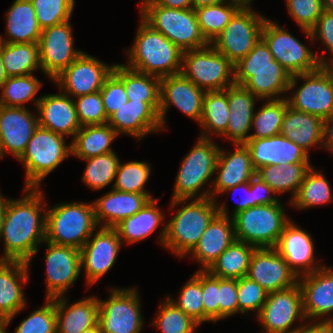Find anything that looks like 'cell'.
I'll return each mask as SVG.
<instances>
[{
    "label": "cell",
    "instance_id": "cell-68",
    "mask_svg": "<svg viewBox=\"0 0 333 333\" xmlns=\"http://www.w3.org/2000/svg\"><path fill=\"white\" fill-rule=\"evenodd\" d=\"M324 10L333 12V0H323Z\"/></svg>",
    "mask_w": 333,
    "mask_h": 333
},
{
    "label": "cell",
    "instance_id": "cell-50",
    "mask_svg": "<svg viewBox=\"0 0 333 333\" xmlns=\"http://www.w3.org/2000/svg\"><path fill=\"white\" fill-rule=\"evenodd\" d=\"M178 299L168 298L185 314L200 325L204 323V307L202 301V270L195 274L181 287Z\"/></svg>",
    "mask_w": 333,
    "mask_h": 333
},
{
    "label": "cell",
    "instance_id": "cell-54",
    "mask_svg": "<svg viewBox=\"0 0 333 333\" xmlns=\"http://www.w3.org/2000/svg\"><path fill=\"white\" fill-rule=\"evenodd\" d=\"M81 126L103 125L108 122L100 91L73 98Z\"/></svg>",
    "mask_w": 333,
    "mask_h": 333
},
{
    "label": "cell",
    "instance_id": "cell-10",
    "mask_svg": "<svg viewBox=\"0 0 333 333\" xmlns=\"http://www.w3.org/2000/svg\"><path fill=\"white\" fill-rule=\"evenodd\" d=\"M261 38L268 45L273 58L291 76L296 74L310 73L318 70L322 65H327L326 57L313 52L300 40L295 38L287 29L268 18L262 27Z\"/></svg>",
    "mask_w": 333,
    "mask_h": 333
},
{
    "label": "cell",
    "instance_id": "cell-40",
    "mask_svg": "<svg viewBox=\"0 0 333 333\" xmlns=\"http://www.w3.org/2000/svg\"><path fill=\"white\" fill-rule=\"evenodd\" d=\"M112 72L124 83L128 100L160 102V77L136 71L126 64H114Z\"/></svg>",
    "mask_w": 333,
    "mask_h": 333
},
{
    "label": "cell",
    "instance_id": "cell-56",
    "mask_svg": "<svg viewBox=\"0 0 333 333\" xmlns=\"http://www.w3.org/2000/svg\"><path fill=\"white\" fill-rule=\"evenodd\" d=\"M107 118L128 101L124 83L112 72L100 89Z\"/></svg>",
    "mask_w": 333,
    "mask_h": 333
},
{
    "label": "cell",
    "instance_id": "cell-60",
    "mask_svg": "<svg viewBox=\"0 0 333 333\" xmlns=\"http://www.w3.org/2000/svg\"><path fill=\"white\" fill-rule=\"evenodd\" d=\"M241 189L243 191V195L238 198V202H237L236 206H234V209L232 211L233 213L231 215H229V212H228L229 210L226 207L225 202H223L222 205H220L218 202L217 207H218L219 214L228 215L229 217L232 218L238 212L246 210L249 207H253V189L250 187L249 182H245V183L239 184L237 186L228 188L222 192V195L229 193V192H233V191L236 192Z\"/></svg>",
    "mask_w": 333,
    "mask_h": 333
},
{
    "label": "cell",
    "instance_id": "cell-69",
    "mask_svg": "<svg viewBox=\"0 0 333 333\" xmlns=\"http://www.w3.org/2000/svg\"><path fill=\"white\" fill-rule=\"evenodd\" d=\"M9 324L7 320H0V333H8L6 329Z\"/></svg>",
    "mask_w": 333,
    "mask_h": 333
},
{
    "label": "cell",
    "instance_id": "cell-41",
    "mask_svg": "<svg viewBox=\"0 0 333 333\" xmlns=\"http://www.w3.org/2000/svg\"><path fill=\"white\" fill-rule=\"evenodd\" d=\"M1 57L8 77L30 75L40 67L38 43H3Z\"/></svg>",
    "mask_w": 333,
    "mask_h": 333
},
{
    "label": "cell",
    "instance_id": "cell-20",
    "mask_svg": "<svg viewBox=\"0 0 333 333\" xmlns=\"http://www.w3.org/2000/svg\"><path fill=\"white\" fill-rule=\"evenodd\" d=\"M44 243L47 245L44 258L46 263L45 299L65 296L82 271L80 250L48 241Z\"/></svg>",
    "mask_w": 333,
    "mask_h": 333
},
{
    "label": "cell",
    "instance_id": "cell-17",
    "mask_svg": "<svg viewBox=\"0 0 333 333\" xmlns=\"http://www.w3.org/2000/svg\"><path fill=\"white\" fill-rule=\"evenodd\" d=\"M113 68L114 65L105 64L96 57L83 52L52 82L59 86L62 93L77 98L100 91Z\"/></svg>",
    "mask_w": 333,
    "mask_h": 333
},
{
    "label": "cell",
    "instance_id": "cell-25",
    "mask_svg": "<svg viewBox=\"0 0 333 333\" xmlns=\"http://www.w3.org/2000/svg\"><path fill=\"white\" fill-rule=\"evenodd\" d=\"M26 107L0 105V147L3 157L10 153L18 160L24 153L34 130L38 116Z\"/></svg>",
    "mask_w": 333,
    "mask_h": 333
},
{
    "label": "cell",
    "instance_id": "cell-59",
    "mask_svg": "<svg viewBox=\"0 0 333 333\" xmlns=\"http://www.w3.org/2000/svg\"><path fill=\"white\" fill-rule=\"evenodd\" d=\"M306 37L310 41L315 42V40L320 39L326 50L330 54V58L327 59V65H333V12H328L323 10L322 15L317 20L316 25L311 29L303 30Z\"/></svg>",
    "mask_w": 333,
    "mask_h": 333
},
{
    "label": "cell",
    "instance_id": "cell-31",
    "mask_svg": "<svg viewBox=\"0 0 333 333\" xmlns=\"http://www.w3.org/2000/svg\"><path fill=\"white\" fill-rule=\"evenodd\" d=\"M235 240L233 219L217 213L189 255L201 264L199 270H207Z\"/></svg>",
    "mask_w": 333,
    "mask_h": 333
},
{
    "label": "cell",
    "instance_id": "cell-53",
    "mask_svg": "<svg viewBox=\"0 0 333 333\" xmlns=\"http://www.w3.org/2000/svg\"><path fill=\"white\" fill-rule=\"evenodd\" d=\"M268 292L256 281L247 276L237 279V298L240 314H247L251 311L258 315L264 306ZM257 312V313H256Z\"/></svg>",
    "mask_w": 333,
    "mask_h": 333
},
{
    "label": "cell",
    "instance_id": "cell-15",
    "mask_svg": "<svg viewBox=\"0 0 333 333\" xmlns=\"http://www.w3.org/2000/svg\"><path fill=\"white\" fill-rule=\"evenodd\" d=\"M256 319L261 323V333H292L302 326L292 327L295 322L303 321L302 291L299 284L291 288L268 293L266 302ZM292 328V329H291Z\"/></svg>",
    "mask_w": 333,
    "mask_h": 333
},
{
    "label": "cell",
    "instance_id": "cell-55",
    "mask_svg": "<svg viewBox=\"0 0 333 333\" xmlns=\"http://www.w3.org/2000/svg\"><path fill=\"white\" fill-rule=\"evenodd\" d=\"M287 12L301 30H311L324 10L323 0H285Z\"/></svg>",
    "mask_w": 333,
    "mask_h": 333
},
{
    "label": "cell",
    "instance_id": "cell-1",
    "mask_svg": "<svg viewBox=\"0 0 333 333\" xmlns=\"http://www.w3.org/2000/svg\"><path fill=\"white\" fill-rule=\"evenodd\" d=\"M23 191L26 193L23 198H9L5 208L0 230L4 254L0 260L22 261L30 267L32 258L45 241L47 203L40 188H24Z\"/></svg>",
    "mask_w": 333,
    "mask_h": 333
},
{
    "label": "cell",
    "instance_id": "cell-14",
    "mask_svg": "<svg viewBox=\"0 0 333 333\" xmlns=\"http://www.w3.org/2000/svg\"><path fill=\"white\" fill-rule=\"evenodd\" d=\"M265 19L252 7H241L211 45L234 65L260 40Z\"/></svg>",
    "mask_w": 333,
    "mask_h": 333
},
{
    "label": "cell",
    "instance_id": "cell-6",
    "mask_svg": "<svg viewBox=\"0 0 333 333\" xmlns=\"http://www.w3.org/2000/svg\"><path fill=\"white\" fill-rule=\"evenodd\" d=\"M140 19L161 32L182 52L209 45L202 35L193 8L173 9L158 5L154 0H142Z\"/></svg>",
    "mask_w": 333,
    "mask_h": 333
},
{
    "label": "cell",
    "instance_id": "cell-9",
    "mask_svg": "<svg viewBox=\"0 0 333 333\" xmlns=\"http://www.w3.org/2000/svg\"><path fill=\"white\" fill-rule=\"evenodd\" d=\"M281 202L249 207L235 214V238L256 248H275L291 220Z\"/></svg>",
    "mask_w": 333,
    "mask_h": 333
},
{
    "label": "cell",
    "instance_id": "cell-65",
    "mask_svg": "<svg viewBox=\"0 0 333 333\" xmlns=\"http://www.w3.org/2000/svg\"><path fill=\"white\" fill-rule=\"evenodd\" d=\"M192 1H193V9H195L202 6L216 5L226 0H192Z\"/></svg>",
    "mask_w": 333,
    "mask_h": 333
},
{
    "label": "cell",
    "instance_id": "cell-46",
    "mask_svg": "<svg viewBox=\"0 0 333 333\" xmlns=\"http://www.w3.org/2000/svg\"><path fill=\"white\" fill-rule=\"evenodd\" d=\"M289 106L286 98L268 99L254 111L250 138H268L280 134L281 124Z\"/></svg>",
    "mask_w": 333,
    "mask_h": 333
},
{
    "label": "cell",
    "instance_id": "cell-38",
    "mask_svg": "<svg viewBox=\"0 0 333 333\" xmlns=\"http://www.w3.org/2000/svg\"><path fill=\"white\" fill-rule=\"evenodd\" d=\"M310 163H291L286 166H261L256 175L278 194L291 193L290 201L295 197L308 170Z\"/></svg>",
    "mask_w": 333,
    "mask_h": 333
},
{
    "label": "cell",
    "instance_id": "cell-37",
    "mask_svg": "<svg viewBox=\"0 0 333 333\" xmlns=\"http://www.w3.org/2000/svg\"><path fill=\"white\" fill-rule=\"evenodd\" d=\"M117 136V132L108 123L81 126L70 142L71 155L83 160L111 153L114 151L111 144Z\"/></svg>",
    "mask_w": 333,
    "mask_h": 333
},
{
    "label": "cell",
    "instance_id": "cell-12",
    "mask_svg": "<svg viewBox=\"0 0 333 333\" xmlns=\"http://www.w3.org/2000/svg\"><path fill=\"white\" fill-rule=\"evenodd\" d=\"M181 73L205 91H222L234 84V65L211 44L183 52Z\"/></svg>",
    "mask_w": 333,
    "mask_h": 333
},
{
    "label": "cell",
    "instance_id": "cell-39",
    "mask_svg": "<svg viewBox=\"0 0 333 333\" xmlns=\"http://www.w3.org/2000/svg\"><path fill=\"white\" fill-rule=\"evenodd\" d=\"M255 249V246L235 240L220 254L207 271L218 278L239 279L245 277Z\"/></svg>",
    "mask_w": 333,
    "mask_h": 333
},
{
    "label": "cell",
    "instance_id": "cell-2",
    "mask_svg": "<svg viewBox=\"0 0 333 333\" xmlns=\"http://www.w3.org/2000/svg\"><path fill=\"white\" fill-rule=\"evenodd\" d=\"M290 79L291 74L273 58L262 38L234 64V83L243 85L259 100L286 98L282 94L288 93Z\"/></svg>",
    "mask_w": 333,
    "mask_h": 333
},
{
    "label": "cell",
    "instance_id": "cell-49",
    "mask_svg": "<svg viewBox=\"0 0 333 333\" xmlns=\"http://www.w3.org/2000/svg\"><path fill=\"white\" fill-rule=\"evenodd\" d=\"M151 176V166L144 161L119 163L112 188L121 192L151 194L145 190Z\"/></svg>",
    "mask_w": 333,
    "mask_h": 333
},
{
    "label": "cell",
    "instance_id": "cell-61",
    "mask_svg": "<svg viewBox=\"0 0 333 333\" xmlns=\"http://www.w3.org/2000/svg\"><path fill=\"white\" fill-rule=\"evenodd\" d=\"M249 184L253 189V206L280 202L273 189L263 182L258 175L255 174Z\"/></svg>",
    "mask_w": 333,
    "mask_h": 333
},
{
    "label": "cell",
    "instance_id": "cell-8",
    "mask_svg": "<svg viewBox=\"0 0 333 333\" xmlns=\"http://www.w3.org/2000/svg\"><path fill=\"white\" fill-rule=\"evenodd\" d=\"M66 137L38 126L18 159L25 167L24 188H40L42 180L71 156Z\"/></svg>",
    "mask_w": 333,
    "mask_h": 333
},
{
    "label": "cell",
    "instance_id": "cell-7",
    "mask_svg": "<svg viewBox=\"0 0 333 333\" xmlns=\"http://www.w3.org/2000/svg\"><path fill=\"white\" fill-rule=\"evenodd\" d=\"M46 209L45 241L81 249L99 227L93 203L70 202Z\"/></svg>",
    "mask_w": 333,
    "mask_h": 333
},
{
    "label": "cell",
    "instance_id": "cell-43",
    "mask_svg": "<svg viewBox=\"0 0 333 333\" xmlns=\"http://www.w3.org/2000/svg\"><path fill=\"white\" fill-rule=\"evenodd\" d=\"M333 200L332 188L322 171L314 166L306 173L295 197L288 203L295 209H308L314 206L329 204Z\"/></svg>",
    "mask_w": 333,
    "mask_h": 333
},
{
    "label": "cell",
    "instance_id": "cell-34",
    "mask_svg": "<svg viewBox=\"0 0 333 333\" xmlns=\"http://www.w3.org/2000/svg\"><path fill=\"white\" fill-rule=\"evenodd\" d=\"M280 134L309 154L311 147L318 145L323 148V119L288 106Z\"/></svg>",
    "mask_w": 333,
    "mask_h": 333
},
{
    "label": "cell",
    "instance_id": "cell-18",
    "mask_svg": "<svg viewBox=\"0 0 333 333\" xmlns=\"http://www.w3.org/2000/svg\"><path fill=\"white\" fill-rule=\"evenodd\" d=\"M122 245L114 228L98 227L93 232L80 249L87 287L97 283L112 268Z\"/></svg>",
    "mask_w": 333,
    "mask_h": 333
},
{
    "label": "cell",
    "instance_id": "cell-16",
    "mask_svg": "<svg viewBox=\"0 0 333 333\" xmlns=\"http://www.w3.org/2000/svg\"><path fill=\"white\" fill-rule=\"evenodd\" d=\"M70 20L42 29L38 41L40 67L51 81L84 51L74 48Z\"/></svg>",
    "mask_w": 333,
    "mask_h": 333
},
{
    "label": "cell",
    "instance_id": "cell-28",
    "mask_svg": "<svg viewBox=\"0 0 333 333\" xmlns=\"http://www.w3.org/2000/svg\"><path fill=\"white\" fill-rule=\"evenodd\" d=\"M38 126L63 136H71L81 128L73 98L64 93L41 96L37 107Z\"/></svg>",
    "mask_w": 333,
    "mask_h": 333
},
{
    "label": "cell",
    "instance_id": "cell-32",
    "mask_svg": "<svg viewBox=\"0 0 333 333\" xmlns=\"http://www.w3.org/2000/svg\"><path fill=\"white\" fill-rule=\"evenodd\" d=\"M153 198L151 194L121 192L111 188L107 194L92 201L97 224L99 227L113 228L121 220L141 210Z\"/></svg>",
    "mask_w": 333,
    "mask_h": 333
},
{
    "label": "cell",
    "instance_id": "cell-29",
    "mask_svg": "<svg viewBox=\"0 0 333 333\" xmlns=\"http://www.w3.org/2000/svg\"><path fill=\"white\" fill-rule=\"evenodd\" d=\"M234 150L224 151L220 148L211 187V198L216 200L228 188L249 182L256 174L251 163V155L245 144H233ZM216 196V197H215Z\"/></svg>",
    "mask_w": 333,
    "mask_h": 333
},
{
    "label": "cell",
    "instance_id": "cell-62",
    "mask_svg": "<svg viewBox=\"0 0 333 333\" xmlns=\"http://www.w3.org/2000/svg\"><path fill=\"white\" fill-rule=\"evenodd\" d=\"M307 323V324H306ZM292 333H333V324L328 322H306Z\"/></svg>",
    "mask_w": 333,
    "mask_h": 333
},
{
    "label": "cell",
    "instance_id": "cell-51",
    "mask_svg": "<svg viewBox=\"0 0 333 333\" xmlns=\"http://www.w3.org/2000/svg\"><path fill=\"white\" fill-rule=\"evenodd\" d=\"M41 29L61 24L71 19L75 0H30Z\"/></svg>",
    "mask_w": 333,
    "mask_h": 333
},
{
    "label": "cell",
    "instance_id": "cell-64",
    "mask_svg": "<svg viewBox=\"0 0 333 333\" xmlns=\"http://www.w3.org/2000/svg\"><path fill=\"white\" fill-rule=\"evenodd\" d=\"M158 5L173 9L193 8L192 0H154Z\"/></svg>",
    "mask_w": 333,
    "mask_h": 333
},
{
    "label": "cell",
    "instance_id": "cell-35",
    "mask_svg": "<svg viewBox=\"0 0 333 333\" xmlns=\"http://www.w3.org/2000/svg\"><path fill=\"white\" fill-rule=\"evenodd\" d=\"M6 35H0L3 43H38L42 29L30 0H14L6 12Z\"/></svg>",
    "mask_w": 333,
    "mask_h": 333
},
{
    "label": "cell",
    "instance_id": "cell-4",
    "mask_svg": "<svg viewBox=\"0 0 333 333\" xmlns=\"http://www.w3.org/2000/svg\"><path fill=\"white\" fill-rule=\"evenodd\" d=\"M173 217L164 222L159 243L174 255L183 258L198 244L208 224L218 213L217 200L209 198L189 199Z\"/></svg>",
    "mask_w": 333,
    "mask_h": 333
},
{
    "label": "cell",
    "instance_id": "cell-22",
    "mask_svg": "<svg viewBox=\"0 0 333 333\" xmlns=\"http://www.w3.org/2000/svg\"><path fill=\"white\" fill-rule=\"evenodd\" d=\"M246 276L268 293L291 288L299 279L275 248H256Z\"/></svg>",
    "mask_w": 333,
    "mask_h": 333
},
{
    "label": "cell",
    "instance_id": "cell-3",
    "mask_svg": "<svg viewBox=\"0 0 333 333\" xmlns=\"http://www.w3.org/2000/svg\"><path fill=\"white\" fill-rule=\"evenodd\" d=\"M212 140L213 138L198 137L197 143L182 159L175 179L170 203L171 210L176 206V208L180 207L189 199L211 197L213 183L211 177L215 174L217 158L221 148ZM207 183L208 188L204 189V185H207Z\"/></svg>",
    "mask_w": 333,
    "mask_h": 333
},
{
    "label": "cell",
    "instance_id": "cell-72",
    "mask_svg": "<svg viewBox=\"0 0 333 333\" xmlns=\"http://www.w3.org/2000/svg\"><path fill=\"white\" fill-rule=\"evenodd\" d=\"M2 158H3V154L1 152V147H0V159H2Z\"/></svg>",
    "mask_w": 333,
    "mask_h": 333
},
{
    "label": "cell",
    "instance_id": "cell-11",
    "mask_svg": "<svg viewBox=\"0 0 333 333\" xmlns=\"http://www.w3.org/2000/svg\"><path fill=\"white\" fill-rule=\"evenodd\" d=\"M304 83L297 87V82ZM296 86V87H295ZM297 89L296 91L292 90ZM286 96L291 108L325 119L333 113V66L322 65L318 70L292 75Z\"/></svg>",
    "mask_w": 333,
    "mask_h": 333
},
{
    "label": "cell",
    "instance_id": "cell-67",
    "mask_svg": "<svg viewBox=\"0 0 333 333\" xmlns=\"http://www.w3.org/2000/svg\"><path fill=\"white\" fill-rule=\"evenodd\" d=\"M8 201H9V199L4 198L0 191V230H1L2 218L4 216V211L7 206Z\"/></svg>",
    "mask_w": 333,
    "mask_h": 333
},
{
    "label": "cell",
    "instance_id": "cell-36",
    "mask_svg": "<svg viewBox=\"0 0 333 333\" xmlns=\"http://www.w3.org/2000/svg\"><path fill=\"white\" fill-rule=\"evenodd\" d=\"M158 200V198L150 199L141 210L113 227L122 243H139L163 224L165 215L157 205Z\"/></svg>",
    "mask_w": 333,
    "mask_h": 333
},
{
    "label": "cell",
    "instance_id": "cell-5",
    "mask_svg": "<svg viewBox=\"0 0 333 333\" xmlns=\"http://www.w3.org/2000/svg\"><path fill=\"white\" fill-rule=\"evenodd\" d=\"M130 49L127 67L157 77L181 73L183 52L142 19Z\"/></svg>",
    "mask_w": 333,
    "mask_h": 333
},
{
    "label": "cell",
    "instance_id": "cell-33",
    "mask_svg": "<svg viewBox=\"0 0 333 333\" xmlns=\"http://www.w3.org/2000/svg\"><path fill=\"white\" fill-rule=\"evenodd\" d=\"M57 333H81L98 325L97 296H85L68 304L66 296L55 298Z\"/></svg>",
    "mask_w": 333,
    "mask_h": 333
},
{
    "label": "cell",
    "instance_id": "cell-45",
    "mask_svg": "<svg viewBox=\"0 0 333 333\" xmlns=\"http://www.w3.org/2000/svg\"><path fill=\"white\" fill-rule=\"evenodd\" d=\"M41 87L40 80L32 74L8 77L0 90V105L25 107L24 103L32 101L34 107H37L41 97L35 98V96Z\"/></svg>",
    "mask_w": 333,
    "mask_h": 333
},
{
    "label": "cell",
    "instance_id": "cell-30",
    "mask_svg": "<svg viewBox=\"0 0 333 333\" xmlns=\"http://www.w3.org/2000/svg\"><path fill=\"white\" fill-rule=\"evenodd\" d=\"M228 95L230 109L226 131L220 136L232 144H245L252 132V120L255 103L259 100L243 85L233 84L224 90Z\"/></svg>",
    "mask_w": 333,
    "mask_h": 333
},
{
    "label": "cell",
    "instance_id": "cell-58",
    "mask_svg": "<svg viewBox=\"0 0 333 333\" xmlns=\"http://www.w3.org/2000/svg\"><path fill=\"white\" fill-rule=\"evenodd\" d=\"M219 320L239 313L237 279L218 278Z\"/></svg>",
    "mask_w": 333,
    "mask_h": 333
},
{
    "label": "cell",
    "instance_id": "cell-19",
    "mask_svg": "<svg viewBox=\"0 0 333 333\" xmlns=\"http://www.w3.org/2000/svg\"><path fill=\"white\" fill-rule=\"evenodd\" d=\"M205 92L182 73L161 77L159 117L162 129H166L165 116L171 105L199 124L203 113Z\"/></svg>",
    "mask_w": 333,
    "mask_h": 333
},
{
    "label": "cell",
    "instance_id": "cell-44",
    "mask_svg": "<svg viewBox=\"0 0 333 333\" xmlns=\"http://www.w3.org/2000/svg\"><path fill=\"white\" fill-rule=\"evenodd\" d=\"M226 3V4H225ZM242 6L232 0L195 8L200 31L211 44Z\"/></svg>",
    "mask_w": 333,
    "mask_h": 333
},
{
    "label": "cell",
    "instance_id": "cell-47",
    "mask_svg": "<svg viewBox=\"0 0 333 333\" xmlns=\"http://www.w3.org/2000/svg\"><path fill=\"white\" fill-rule=\"evenodd\" d=\"M83 161L87 162V165L82 180L87 187L93 190H101L110 184H114L115 175L121 161L114 151L83 159Z\"/></svg>",
    "mask_w": 333,
    "mask_h": 333
},
{
    "label": "cell",
    "instance_id": "cell-66",
    "mask_svg": "<svg viewBox=\"0 0 333 333\" xmlns=\"http://www.w3.org/2000/svg\"><path fill=\"white\" fill-rule=\"evenodd\" d=\"M8 75L5 72V68L3 66V60L1 57V42H0V90L4 84V82L7 80Z\"/></svg>",
    "mask_w": 333,
    "mask_h": 333
},
{
    "label": "cell",
    "instance_id": "cell-42",
    "mask_svg": "<svg viewBox=\"0 0 333 333\" xmlns=\"http://www.w3.org/2000/svg\"><path fill=\"white\" fill-rule=\"evenodd\" d=\"M230 109L228 95L222 91H206L203 98V113L199 122L202 132L199 137L221 136L227 128ZM212 134V135H211Z\"/></svg>",
    "mask_w": 333,
    "mask_h": 333
},
{
    "label": "cell",
    "instance_id": "cell-26",
    "mask_svg": "<svg viewBox=\"0 0 333 333\" xmlns=\"http://www.w3.org/2000/svg\"><path fill=\"white\" fill-rule=\"evenodd\" d=\"M255 170L261 166H286L291 163H311L310 154L282 134L268 138H249L245 143Z\"/></svg>",
    "mask_w": 333,
    "mask_h": 333
},
{
    "label": "cell",
    "instance_id": "cell-23",
    "mask_svg": "<svg viewBox=\"0 0 333 333\" xmlns=\"http://www.w3.org/2000/svg\"><path fill=\"white\" fill-rule=\"evenodd\" d=\"M159 108L160 102L128 100L108 118L107 123L118 135L129 134L140 141L146 135L163 130Z\"/></svg>",
    "mask_w": 333,
    "mask_h": 333
},
{
    "label": "cell",
    "instance_id": "cell-21",
    "mask_svg": "<svg viewBox=\"0 0 333 333\" xmlns=\"http://www.w3.org/2000/svg\"><path fill=\"white\" fill-rule=\"evenodd\" d=\"M298 284L302 291L306 322L333 324V267L324 265L311 274L301 276Z\"/></svg>",
    "mask_w": 333,
    "mask_h": 333
},
{
    "label": "cell",
    "instance_id": "cell-48",
    "mask_svg": "<svg viewBox=\"0 0 333 333\" xmlns=\"http://www.w3.org/2000/svg\"><path fill=\"white\" fill-rule=\"evenodd\" d=\"M152 325L161 333H195L200 324L165 297Z\"/></svg>",
    "mask_w": 333,
    "mask_h": 333
},
{
    "label": "cell",
    "instance_id": "cell-52",
    "mask_svg": "<svg viewBox=\"0 0 333 333\" xmlns=\"http://www.w3.org/2000/svg\"><path fill=\"white\" fill-rule=\"evenodd\" d=\"M14 333H57L55 298L46 299L43 307L31 312Z\"/></svg>",
    "mask_w": 333,
    "mask_h": 333
},
{
    "label": "cell",
    "instance_id": "cell-24",
    "mask_svg": "<svg viewBox=\"0 0 333 333\" xmlns=\"http://www.w3.org/2000/svg\"><path fill=\"white\" fill-rule=\"evenodd\" d=\"M314 239L311 234L289 221L283 228L279 241L275 246L278 253L288 263L291 270L301 277L319 270L324 265L315 260Z\"/></svg>",
    "mask_w": 333,
    "mask_h": 333
},
{
    "label": "cell",
    "instance_id": "cell-13",
    "mask_svg": "<svg viewBox=\"0 0 333 333\" xmlns=\"http://www.w3.org/2000/svg\"><path fill=\"white\" fill-rule=\"evenodd\" d=\"M109 292L107 300L97 298L98 325L101 332L141 333L145 322L137 288L112 287Z\"/></svg>",
    "mask_w": 333,
    "mask_h": 333
},
{
    "label": "cell",
    "instance_id": "cell-70",
    "mask_svg": "<svg viewBox=\"0 0 333 333\" xmlns=\"http://www.w3.org/2000/svg\"><path fill=\"white\" fill-rule=\"evenodd\" d=\"M232 1L239 3L242 7H250V5H252L251 3L253 2V0H232Z\"/></svg>",
    "mask_w": 333,
    "mask_h": 333
},
{
    "label": "cell",
    "instance_id": "cell-63",
    "mask_svg": "<svg viewBox=\"0 0 333 333\" xmlns=\"http://www.w3.org/2000/svg\"><path fill=\"white\" fill-rule=\"evenodd\" d=\"M323 148L333 154V113L323 119Z\"/></svg>",
    "mask_w": 333,
    "mask_h": 333
},
{
    "label": "cell",
    "instance_id": "cell-57",
    "mask_svg": "<svg viewBox=\"0 0 333 333\" xmlns=\"http://www.w3.org/2000/svg\"><path fill=\"white\" fill-rule=\"evenodd\" d=\"M202 301L204 322H218V277L211 275L207 270H202Z\"/></svg>",
    "mask_w": 333,
    "mask_h": 333
},
{
    "label": "cell",
    "instance_id": "cell-71",
    "mask_svg": "<svg viewBox=\"0 0 333 333\" xmlns=\"http://www.w3.org/2000/svg\"><path fill=\"white\" fill-rule=\"evenodd\" d=\"M81 333H102V332H101V329H100L99 325H97L96 327L90 328V329L85 330Z\"/></svg>",
    "mask_w": 333,
    "mask_h": 333
},
{
    "label": "cell",
    "instance_id": "cell-27",
    "mask_svg": "<svg viewBox=\"0 0 333 333\" xmlns=\"http://www.w3.org/2000/svg\"><path fill=\"white\" fill-rule=\"evenodd\" d=\"M26 262L0 260V320L9 323L27 305L23 286L29 281Z\"/></svg>",
    "mask_w": 333,
    "mask_h": 333
}]
</instances>
